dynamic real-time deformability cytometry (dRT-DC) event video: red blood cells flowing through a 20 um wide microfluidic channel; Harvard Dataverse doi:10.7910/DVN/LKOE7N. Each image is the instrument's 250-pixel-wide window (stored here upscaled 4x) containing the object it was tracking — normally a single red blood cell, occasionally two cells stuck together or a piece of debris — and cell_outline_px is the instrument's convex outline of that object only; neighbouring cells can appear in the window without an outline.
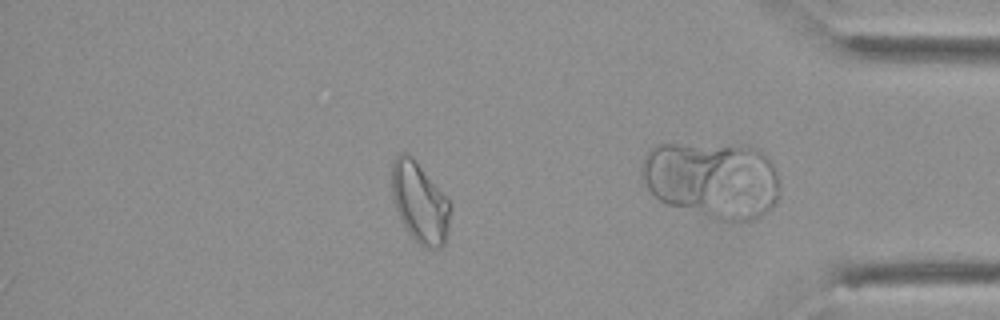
{"species": "Egyptian fruit bat (a non-hibernating species)", "species_latin": "Rousettus aegyptiacus", "temperature_condition": "cold", "stored_images_in_passage": 37, "camera_frame_rate_fps": 3000, "um_per_image_px": 0.085, "animal": {"sex": "female"}, "frame": {"image": 1, "passage_image": 30, "time_ms": 9.667, "image_size_px": [1000, 320], "cell_outline_px": [[452, 208], [448, 232], [444, 244], [440, 248], [424, 248], [408, 232], [400, 220], [392, 196], [392, 160], [400, 152], [408, 152], [412, 156], [452, 204]], "centroid_in_image_um": [35.69, 17.21], "position_along_channel_um": 399.5, "area_um2": 27.57}}